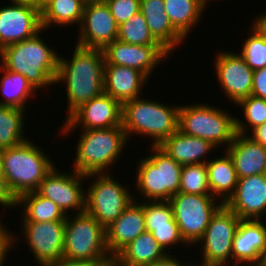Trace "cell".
Segmentation results:
<instances>
[{
  "instance_id": "13",
  "label": "cell",
  "mask_w": 266,
  "mask_h": 266,
  "mask_svg": "<svg viewBox=\"0 0 266 266\" xmlns=\"http://www.w3.org/2000/svg\"><path fill=\"white\" fill-rule=\"evenodd\" d=\"M85 179V175L74 169L67 174V172L56 168L55 165L40 183L36 192L54 202L66 216L70 211H73L71 215H74L85 212L86 190L84 184L87 182Z\"/></svg>"
},
{
  "instance_id": "2",
  "label": "cell",
  "mask_w": 266,
  "mask_h": 266,
  "mask_svg": "<svg viewBox=\"0 0 266 266\" xmlns=\"http://www.w3.org/2000/svg\"><path fill=\"white\" fill-rule=\"evenodd\" d=\"M44 31L42 29L35 36L6 46L0 51V65L25 76L37 92L45 86L49 89L54 85L60 55L48 46L49 43L43 36L40 37Z\"/></svg>"
},
{
  "instance_id": "15",
  "label": "cell",
  "mask_w": 266,
  "mask_h": 266,
  "mask_svg": "<svg viewBox=\"0 0 266 266\" xmlns=\"http://www.w3.org/2000/svg\"><path fill=\"white\" fill-rule=\"evenodd\" d=\"M22 236L33 259L47 266L63 258L65 221L21 222Z\"/></svg>"
},
{
  "instance_id": "3",
  "label": "cell",
  "mask_w": 266,
  "mask_h": 266,
  "mask_svg": "<svg viewBox=\"0 0 266 266\" xmlns=\"http://www.w3.org/2000/svg\"><path fill=\"white\" fill-rule=\"evenodd\" d=\"M179 105L138 97L122 104V127L127 139L133 134L150 137V146H160L178 130ZM142 134V135H141Z\"/></svg>"
},
{
  "instance_id": "34",
  "label": "cell",
  "mask_w": 266,
  "mask_h": 266,
  "mask_svg": "<svg viewBox=\"0 0 266 266\" xmlns=\"http://www.w3.org/2000/svg\"><path fill=\"white\" fill-rule=\"evenodd\" d=\"M250 29L251 33L242 43L241 52L238 54L256 71L266 67V36L253 22Z\"/></svg>"
},
{
  "instance_id": "11",
  "label": "cell",
  "mask_w": 266,
  "mask_h": 266,
  "mask_svg": "<svg viewBox=\"0 0 266 266\" xmlns=\"http://www.w3.org/2000/svg\"><path fill=\"white\" fill-rule=\"evenodd\" d=\"M241 219L224 204L212 216L205 233L195 244L202 260L195 266H231L232 245ZM201 251V252H200ZM202 262V263H201ZM229 264V265H228Z\"/></svg>"
},
{
  "instance_id": "40",
  "label": "cell",
  "mask_w": 266,
  "mask_h": 266,
  "mask_svg": "<svg viewBox=\"0 0 266 266\" xmlns=\"http://www.w3.org/2000/svg\"><path fill=\"white\" fill-rule=\"evenodd\" d=\"M6 227L0 218V266H4L8 252L10 253V250L17 244L16 241L19 242L17 234L14 235V232L9 231L10 229Z\"/></svg>"
},
{
  "instance_id": "27",
  "label": "cell",
  "mask_w": 266,
  "mask_h": 266,
  "mask_svg": "<svg viewBox=\"0 0 266 266\" xmlns=\"http://www.w3.org/2000/svg\"><path fill=\"white\" fill-rule=\"evenodd\" d=\"M206 167L211 194L224 204L234 193L239 179L233 161L224 150L223 155L209 160Z\"/></svg>"
},
{
  "instance_id": "17",
  "label": "cell",
  "mask_w": 266,
  "mask_h": 266,
  "mask_svg": "<svg viewBox=\"0 0 266 266\" xmlns=\"http://www.w3.org/2000/svg\"><path fill=\"white\" fill-rule=\"evenodd\" d=\"M118 28L106 2L88 3L84 6L75 45L103 50L117 39Z\"/></svg>"
},
{
  "instance_id": "26",
  "label": "cell",
  "mask_w": 266,
  "mask_h": 266,
  "mask_svg": "<svg viewBox=\"0 0 266 266\" xmlns=\"http://www.w3.org/2000/svg\"><path fill=\"white\" fill-rule=\"evenodd\" d=\"M167 254L151 232L145 231L113 258V266H147Z\"/></svg>"
},
{
  "instance_id": "4",
  "label": "cell",
  "mask_w": 266,
  "mask_h": 266,
  "mask_svg": "<svg viewBox=\"0 0 266 266\" xmlns=\"http://www.w3.org/2000/svg\"><path fill=\"white\" fill-rule=\"evenodd\" d=\"M45 153L32 140L1 150L4 177L17 199L24 193L36 191L56 165Z\"/></svg>"
},
{
  "instance_id": "37",
  "label": "cell",
  "mask_w": 266,
  "mask_h": 266,
  "mask_svg": "<svg viewBox=\"0 0 266 266\" xmlns=\"http://www.w3.org/2000/svg\"><path fill=\"white\" fill-rule=\"evenodd\" d=\"M145 229L152 232L156 228L178 227L168 201H143Z\"/></svg>"
},
{
  "instance_id": "50",
  "label": "cell",
  "mask_w": 266,
  "mask_h": 266,
  "mask_svg": "<svg viewBox=\"0 0 266 266\" xmlns=\"http://www.w3.org/2000/svg\"><path fill=\"white\" fill-rule=\"evenodd\" d=\"M36 1L41 6L46 0H36Z\"/></svg>"
},
{
  "instance_id": "25",
  "label": "cell",
  "mask_w": 266,
  "mask_h": 266,
  "mask_svg": "<svg viewBox=\"0 0 266 266\" xmlns=\"http://www.w3.org/2000/svg\"><path fill=\"white\" fill-rule=\"evenodd\" d=\"M140 12L154 39L170 54H174L173 50L185 42L186 39L173 27L165 13L163 0H140Z\"/></svg>"
},
{
  "instance_id": "14",
  "label": "cell",
  "mask_w": 266,
  "mask_h": 266,
  "mask_svg": "<svg viewBox=\"0 0 266 266\" xmlns=\"http://www.w3.org/2000/svg\"><path fill=\"white\" fill-rule=\"evenodd\" d=\"M122 124V104L105 93L92 98L76 109L63 121L62 136L75 133L77 127L81 130L105 129Z\"/></svg>"
},
{
  "instance_id": "46",
  "label": "cell",
  "mask_w": 266,
  "mask_h": 266,
  "mask_svg": "<svg viewBox=\"0 0 266 266\" xmlns=\"http://www.w3.org/2000/svg\"><path fill=\"white\" fill-rule=\"evenodd\" d=\"M253 23L263 32V34L266 36V12L262 13L259 16L257 15Z\"/></svg>"
},
{
  "instance_id": "9",
  "label": "cell",
  "mask_w": 266,
  "mask_h": 266,
  "mask_svg": "<svg viewBox=\"0 0 266 266\" xmlns=\"http://www.w3.org/2000/svg\"><path fill=\"white\" fill-rule=\"evenodd\" d=\"M89 178L93 181L90 185H85L89 187L86 188L85 211L106 229L135 197L127 186L114 180V176L109 173L86 175V179Z\"/></svg>"
},
{
  "instance_id": "18",
  "label": "cell",
  "mask_w": 266,
  "mask_h": 266,
  "mask_svg": "<svg viewBox=\"0 0 266 266\" xmlns=\"http://www.w3.org/2000/svg\"><path fill=\"white\" fill-rule=\"evenodd\" d=\"M104 64L131 67L144 73L148 78L164 59L171 54L161 45H135L118 39L103 49Z\"/></svg>"
},
{
  "instance_id": "41",
  "label": "cell",
  "mask_w": 266,
  "mask_h": 266,
  "mask_svg": "<svg viewBox=\"0 0 266 266\" xmlns=\"http://www.w3.org/2000/svg\"><path fill=\"white\" fill-rule=\"evenodd\" d=\"M251 95L266 100V67L254 71Z\"/></svg>"
},
{
  "instance_id": "42",
  "label": "cell",
  "mask_w": 266,
  "mask_h": 266,
  "mask_svg": "<svg viewBox=\"0 0 266 266\" xmlns=\"http://www.w3.org/2000/svg\"><path fill=\"white\" fill-rule=\"evenodd\" d=\"M0 205L8 210L17 207V198L9 189L4 176H0Z\"/></svg>"
},
{
  "instance_id": "6",
  "label": "cell",
  "mask_w": 266,
  "mask_h": 266,
  "mask_svg": "<svg viewBox=\"0 0 266 266\" xmlns=\"http://www.w3.org/2000/svg\"><path fill=\"white\" fill-rule=\"evenodd\" d=\"M150 152L138 159L134 187L144 201H169L179 192L182 165L159 146H151Z\"/></svg>"
},
{
  "instance_id": "35",
  "label": "cell",
  "mask_w": 266,
  "mask_h": 266,
  "mask_svg": "<svg viewBox=\"0 0 266 266\" xmlns=\"http://www.w3.org/2000/svg\"><path fill=\"white\" fill-rule=\"evenodd\" d=\"M117 39L135 45H160L150 33L146 20L140 11L119 25Z\"/></svg>"
},
{
  "instance_id": "30",
  "label": "cell",
  "mask_w": 266,
  "mask_h": 266,
  "mask_svg": "<svg viewBox=\"0 0 266 266\" xmlns=\"http://www.w3.org/2000/svg\"><path fill=\"white\" fill-rule=\"evenodd\" d=\"M20 222L66 221V215L50 199L36 191L22 194L17 199V207H23Z\"/></svg>"
},
{
  "instance_id": "20",
  "label": "cell",
  "mask_w": 266,
  "mask_h": 266,
  "mask_svg": "<svg viewBox=\"0 0 266 266\" xmlns=\"http://www.w3.org/2000/svg\"><path fill=\"white\" fill-rule=\"evenodd\" d=\"M264 222L262 220L240 221L233 239L231 266L259 264L266 245V224Z\"/></svg>"
},
{
  "instance_id": "29",
  "label": "cell",
  "mask_w": 266,
  "mask_h": 266,
  "mask_svg": "<svg viewBox=\"0 0 266 266\" xmlns=\"http://www.w3.org/2000/svg\"><path fill=\"white\" fill-rule=\"evenodd\" d=\"M165 13L173 27L186 39L191 34L208 5L206 0H163Z\"/></svg>"
},
{
  "instance_id": "5",
  "label": "cell",
  "mask_w": 266,
  "mask_h": 266,
  "mask_svg": "<svg viewBox=\"0 0 266 266\" xmlns=\"http://www.w3.org/2000/svg\"><path fill=\"white\" fill-rule=\"evenodd\" d=\"M76 143L73 169L83 175L110 173L107 169L123 154L128 143L125 130L121 126L80 130ZM122 153V154H121Z\"/></svg>"
},
{
  "instance_id": "43",
  "label": "cell",
  "mask_w": 266,
  "mask_h": 266,
  "mask_svg": "<svg viewBox=\"0 0 266 266\" xmlns=\"http://www.w3.org/2000/svg\"><path fill=\"white\" fill-rule=\"evenodd\" d=\"M47 266H113V262L71 260L67 258H61L57 262L50 263Z\"/></svg>"
},
{
  "instance_id": "28",
  "label": "cell",
  "mask_w": 266,
  "mask_h": 266,
  "mask_svg": "<svg viewBox=\"0 0 266 266\" xmlns=\"http://www.w3.org/2000/svg\"><path fill=\"white\" fill-rule=\"evenodd\" d=\"M84 6L83 0H46L40 6L42 29L72 26L73 23L80 26Z\"/></svg>"
},
{
  "instance_id": "31",
  "label": "cell",
  "mask_w": 266,
  "mask_h": 266,
  "mask_svg": "<svg viewBox=\"0 0 266 266\" xmlns=\"http://www.w3.org/2000/svg\"><path fill=\"white\" fill-rule=\"evenodd\" d=\"M0 71L3 77H0V91L4 100H0V105L11 106L26 110L27 100L29 97H34L35 92L25 76L4 69L0 65Z\"/></svg>"
},
{
  "instance_id": "33",
  "label": "cell",
  "mask_w": 266,
  "mask_h": 266,
  "mask_svg": "<svg viewBox=\"0 0 266 266\" xmlns=\"http://www.w3.org/2000/svg\"><path fill=\"white\" fill-rule=\"evenodd\" d=\"M236 105L242 108L244 112V117H242L244 119H240L239 117L235 119L236 133L247 135L249 129L251 131L266 122V100L250 95L241 99Z\"/></svg>"
},
{
  "instance_id": "8",
  "label": "cell",
  "mask_w": 266,
  "mask_h": 266,
  "mask_svg": "<svg viewBox=\"0 0 266 266\" xmlns=\"http://www.w3.org/2000/svg\"><path fill=\"white\" fill-rule=\"evenodd\" d=\"M63 258L113 262L106 244V229L86 211L66 216Z\"/></svg>"
},
{
  "instance_id": "16",
  "label": "cell",
  "mask_w": 266,
  "mask_h": 266,
  "mask_svg": "<svg viewBox=\"0 0 266 266\" xmlns=\"http://www.w3.org/2000/svg\"><path fill=\"white\" fill-rule=\"evenodd\" d=\"M214 59L216 78L228 101L236 104L252 93L254 71L236 52H218Z\"/></svg>"
},
{
  "instance_id": "7",
  "label": "cell",
  "mask_w": 266,
  "mask_h": 266,
  "mask_svg": "<svg viewBox=\"0 0 266 266\" xmlns=\"http://www.w3.org/2000/svg\"><path fill=\"white\" fill-rule=\"evenodd\" d=\"M236 117L230 112L205 103L179 106L178 129L190 136L211 142L225 150L236 135Z\"/></svg>"
},
{
  "instance_id": "51",
  "label": "cell",
  "mask_w": 266,
  "mask_h": 266,
  "mask_svg": "<svg viewBox=\"0 0 266 266\" xmlns=\"http://www.w3.org/2000/svg\"><path fill=\"white\" fill-rule=\"evenodd\" d=\"M250 266H262V265H260V264H254V265H250Z\"/></svg>"
},
{
  "instance_id": "22",
  "label": "cell",
  "mask_w": 266,
  "mask_h": 266,
  "mask_svg": "<svg viewBox=\"0 0 266 266\" xmlns=\"http://www.w3.org/2000/svg\"><path fill=\"white\" fill-rule=\"evenodd\" d=\"M148 77L137 69L104 64V93L121 104L142 97Z\"/></svg>"
},
{
  "instance_id": "1",
  "label": "cell",
  "mask_w": 266,
  "mask_h": 266,
  "mask_svg": "<svg viewBox=\"0 0 266 266\" xmlns=\"http://www.w3.org/2000/svg\"><path fill=\"white\" fill-rule=\"evenodd\" d=\"M70 59L59 56L54 85L64 83L68 104L66 120L82 104L104 93L103 50L74 46Z\"/></svg>"
},
{
  "instance_id": "45",
  "label": "cell",
  "mask_w": 266,
  "mask_h": 266,
  "mask_svg": "<svg viewBox=\"0 0 266 266\" xmlns=\"http://www.w3.org/2000/svg\"><path fill=\"white\" fill-rule=\"evenodd\" d=\"M250 133L247 134L248 137L266 148V122L252 129Z\"/></svg>"
},
{
  "instance_id": "47",
  "label": "cell",
  "mask_w": 266,
  "mask_h": 266,
  "mask_svg": "<svg viewBox=\"0 0 266 266\" xmlns=\"http://www.w3.org/2000/svg\"><path fill=\"white\" fill-rule=\"evenodd\" d=\"M259 264L262 266H266V245H265V249L261 255Z\"/></svg>"
},
{
  "instance_id": "38",
  "label": "cell",
  "mask_w": 266,
  "mask_h": 266,
  "mask_svg": "<svg viewBox=\"0 0 266 266\" xmlns=\"http://www.w3.org/2000/svg\"><path fill=\"white\" fill-rule=\"evenodd\" d=\"M117 25H121L140 11V0H107Z\"/></svg>"
},
{
  "instance_id": "39",
  "label": "cell",
  "mask_w": 266,
  "mask_h": 266,
  "mask_svg": "<svg viewBox=\"0 0 266 266\" xmlns=\"http://www.w3.org/2000/svg\"><path fill=\"white\" fill-rule=\"evenodd\" d=\"M151 234L168 254L171 253L169 249L175 247V245L179 246L181 244L183 246L184 244V246L189 247L182 238L179 227L156 228Z\"/></svg>"
},
{
  "instance_id": "32",
  "label": "cell",
  "mask_w": 266,
  "mask_h": 266,
  "mask_svg": "<svg viewBox=\"0 0 266 266\" xmlns=\"http://www.w3.org/2000/svg\"><path fill=\"white\" fill-rule=\"evenodd\" d=\"M26 113L20 108L0 105V150L16 147L29 140L24 135Z\"/></svg>"
},
{
  "instance_id": "23",
  "label": "cell",
  "mask_w": 266,
  "mask_h": 266,
  "mask_svg": "<svg viewBox=\"0 0 266 266\" xmlns=\"http://www.w3.org/2000/svg\"><path fill=\"white\" fill-rule=\"evenodd\" d=\"M225 151L233 161L238 178L266 174V148L247 135L236 133Z\"/></svg>"
},
{
  "instance_id": "24",
  "label": "cell",
  "mask_w": 266,
  "mask_h": 266,
  "mask_svg": "<svg viewBox=\"0 0 266 266\" xmlns=\"http://www.w3.org/2000/svg\"><path fill=\"white\" fill-rule=\"evenodd\" d=\"M159 147L182 166L206 164L210 160L206 156H211L212 150L218 149L211 142L187 135L179 129Z\"/></svg>"
},
{
  "instance_id": "44",
  "label": "cell",
  "mask_w": 266,
  "mask_h": 266,
  "mask_svg": "<svg viewBox=\"0 0 266 266\" xmlns=\"http://www.w3.org/2000/svg\"><path fill=\"white\" fill-rule=\"evenodd\" d=\"M175 255H171V253L167 254L165 257L154 261L150 265L147 266H191L192 262L189 263L188 261H181L179 260V257Z\"/></svg>"
},
{
  "instance_id": "19",
  "label": "cell",
  "mask_w": 266,
  "mask_h": 266,
  "mask_svg": "<svg viewBox=\"0 0 266 266\" xmlns=\"http://www.w3.org/2000/svg\"><path fill=\"white\" fill-rule=\"evenodd\" d=\"M224 205L241 220L266 219V174L239 178Z\"/></svg>"
},
{
  "instance_id": "10",
  "label": "cell",
  "mask_w": 266,
  "mask_h": 266,
  "mask_svg": "<svg viewBox=\"0 0 266 266\" xmlns=\"http://www.w3.org/2000/svg\"><path fill=\"white\" fill-rule=\"evenodd\" d=\"M181 236L191 247L205 233L212 216L223 203L212 195L186 194L178 192L168 201ZM194 245V246H193Z\"/></svg>"
},
{
  "instance_id": "21",
  "label": "cell",
  "mask_w": 266,
  "mask_h": 266,
  "mask_svg": "<svg viewBox=\"0 0 266 266\" xmlns=\"http://www.w3.org/2000/svg\"><path fill=\"white\" fill-rule=\"evenodd\" d=\"M134 201L106 228V244L114 258L125 246L146 231L142 201Z\"/></svg>"
},
{
  "instance_id": "49",
  "label": "cell",
  "mask_w": 266,
  "mask_h": 266,
  "mask_svg": "<svg viewBox=\"0 0 266 266\" xmlns=\"http://www.w3.org/2000/svg\"><path fill=\"white\" fill-rule=\"evenodd\" d=\"M0 176H4L1 150H0Z\"/></svg>"
},
{
  "instance_id": "12",
  "label": "cell",
  "mask_w": 266,
  "mask_h": 266,
  "mask_svg": "<svg viewBox=\"0 0 266 266\" xmlns=\"http://www.w3.org/2000/svg\"><path fill=\"white\" fill-rule=\"evenodd\" d=\"M0 7V51L42 30L40 5L36 0H9Z\"/></svg>"
},
{
  "instance_id": "48",
  "label": "cell",
  "mask_w": 266,
  "mask_h": 266,
  "mask_svg": "<svg viewBox=\"0 0 266 266\" xmlns=\"http://www.w3.org/2000/svg\"><path fill=\"white\" fill-rule=\"evenodd\" d=\"M107 0H83V3L86 5L88 3H104Z\"/></svg>"
},
{
  "instance_id": "36",
  "label": "cell",
  "mask_w": 266,
  "mask_h": 266,
  "mask_svg": "<svg viewBox=\"0 0 266 266\" xmlns=\"http://www.w3.org/2000/svg\"><path fill=\"white\" fill-rule=\"evenodd\" d=\"M179 192L186 194L212 195L208 183L206 164L182 166Z\"/></svg>"
}]
</instances>
